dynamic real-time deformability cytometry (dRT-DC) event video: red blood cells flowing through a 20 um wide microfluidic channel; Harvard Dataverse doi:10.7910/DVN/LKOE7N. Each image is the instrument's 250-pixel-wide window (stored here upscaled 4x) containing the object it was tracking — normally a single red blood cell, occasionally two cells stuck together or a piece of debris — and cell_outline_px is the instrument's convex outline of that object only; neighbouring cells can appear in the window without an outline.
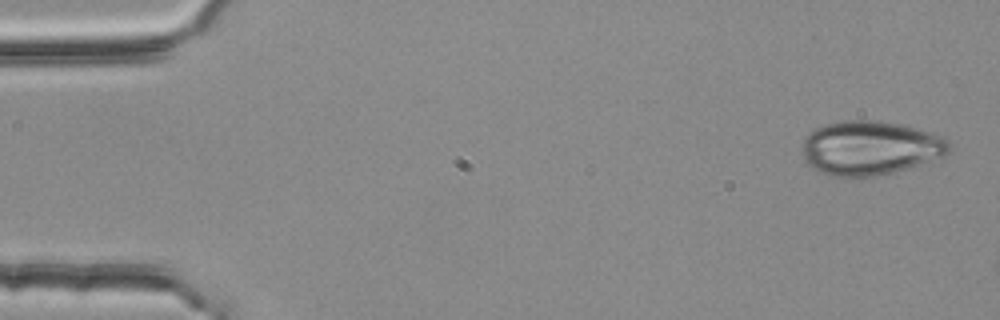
{"species": "common noctule bat (a hibernating species)", "species_latin": "Nyctalus noctula", "temperature_condition": "room temperature", "stored_images_in_passage": 11, "camera_frame_rate_fps": 3000, "um_per_image_px": 0.085, "animal": {"sex": "female", "body_mass_g": 25.1}, "frame": {"image": 1, "passage_image": 1, "time_ms": 0.0, "image_size_px": [1000, 320], "cell_outline_px": [[952, 148], [944, 156], [892, 172], [876, 176], [832, 176], [820, 172], [812, 168], [808, 164], [800, 148], [804, 136], [808, 132], [824, 124], [848, 120], [876, 120], [900, 124], [916, 128], [944, 136], [952, 144]], "centroid_in_image_um": [73.94, 12.56], "position_along_channel_um": 11.1, "area_um2": 46.47}}